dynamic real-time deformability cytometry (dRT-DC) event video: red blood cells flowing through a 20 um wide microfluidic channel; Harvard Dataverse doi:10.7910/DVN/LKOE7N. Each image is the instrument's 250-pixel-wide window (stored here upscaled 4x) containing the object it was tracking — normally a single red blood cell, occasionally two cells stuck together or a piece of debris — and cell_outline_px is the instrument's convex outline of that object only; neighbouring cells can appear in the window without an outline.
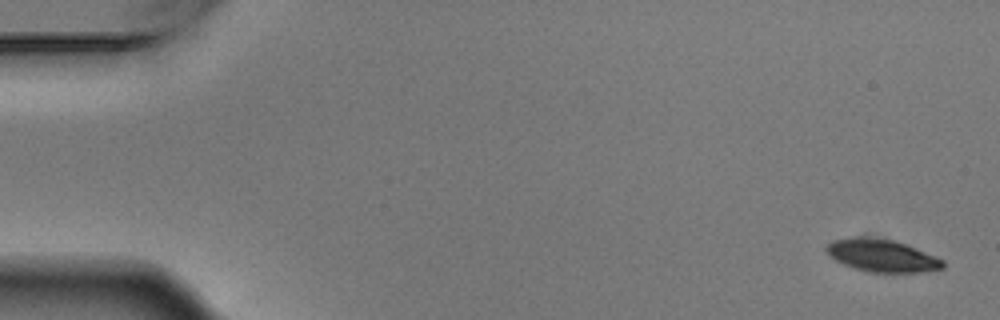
{"species": "Egyptian fruit bat (a non-hibernating species)", "species_latin": "Rousettus aegyptiacus", "temperature_condition": "warm", "stored_images_in_passage": 5, "camera_frame_rate_fps": 3000, "um_per_image_px": 0.085, "animal": {"sex": "male"}, "frame": {"image": 1, "passage_image": 1, "time_ms": 0.0, "image_size_px": [1000, 320], "cell_outline_px": [[944, 268], [920, 272], [868, 272], [852, 268], [836, 260], [824, 248], [832, 240], [852, 236], [864, 236], [896, 240], [936, 256], [944, 260]], "centroid_in_image_um": [74.96, 21.71], "position_along_channel_um": 10.0, "area_um2": 22.2}}
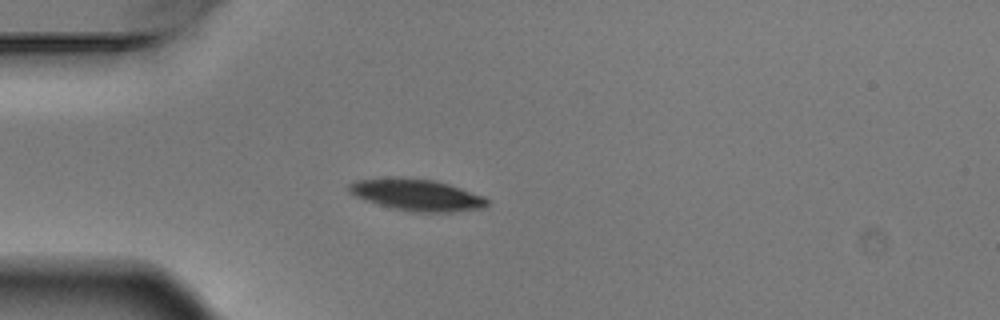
{"frame": {"image": 2, "passage_image": 5, "time_ms": 1.333, "image_size_px": [1000, 320], "cell_outline_px": [[488, 204], [484, 208], [452, 212], [412, 212], [392, 208], [356, 196], [348, 192], [348, 184], [356, 180], [396, 176], [404, 176], [432, 180], [448, 184], [484, 196], [488, 200]], "centroid_in_image_um": [35.42, 16.55], "position_along_channel_um": 49.6, "area_um2": 25.55}}